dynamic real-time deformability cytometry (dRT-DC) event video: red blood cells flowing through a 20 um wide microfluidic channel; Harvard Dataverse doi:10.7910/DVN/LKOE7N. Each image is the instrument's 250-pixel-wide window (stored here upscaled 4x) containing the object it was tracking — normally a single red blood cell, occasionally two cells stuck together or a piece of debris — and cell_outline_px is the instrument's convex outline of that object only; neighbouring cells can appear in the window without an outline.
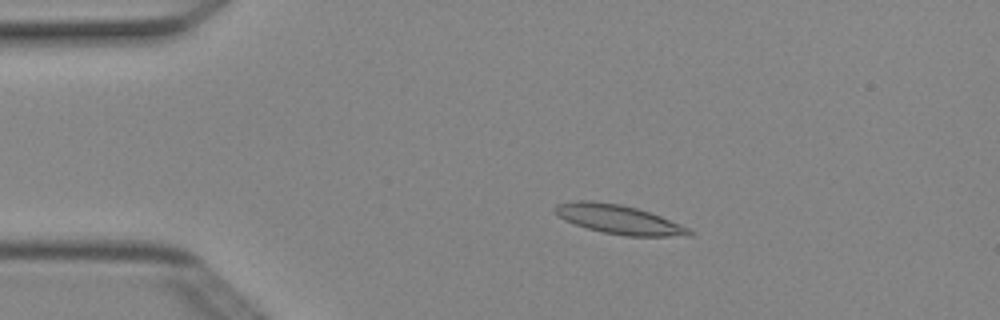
{"species": "Egyptian fruit bat (a non-hibernating species)", "species_latin": "Rousettus aegyptiacus", "temperature_condition": "cold", "stored_images_in_passage": 4, "camera_frame_rate_fps": 3000, "um_per_image_px": 0.085, "animal": {"sex": "female"}, "frame": {"image": 1, "passage_image": 3, "time_ms": 0.667, "image_size_px": [1000, 320], "cell_outline_px": [[692, 236], [624, 236], [604, 232], [588, 228], [564, 220], [556, 212], [556, 204], [576, 200], [592, 200], [620, 204], [636, 208], [660, 216], [688, 228], [692, 232]], "centroid_in_image_um": [52.59, 18.64], "position_along_channel_um": 32.4, "area_um2": 22.37}}